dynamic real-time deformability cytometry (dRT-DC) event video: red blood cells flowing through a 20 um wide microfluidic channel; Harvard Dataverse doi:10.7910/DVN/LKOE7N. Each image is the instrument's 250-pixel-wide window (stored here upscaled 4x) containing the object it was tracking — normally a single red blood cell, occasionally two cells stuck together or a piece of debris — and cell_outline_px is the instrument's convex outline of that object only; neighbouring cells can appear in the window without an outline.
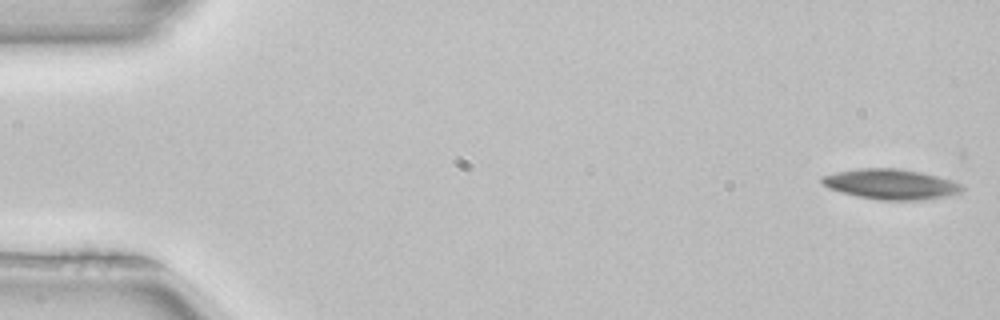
{"species": "common noctule bat (a hibernating species)", "species_latin": "Nyctalus noctula", "temperature_condition": "room temperature", "stored_images_in_passage": 9, "camera_frame_rate_fps": 3000, "um_per_image_px": 0.085, "animal": {"sex": "female", "body_mass_g": 22.7, "forearm_length_mm": 54.2}, "frame": {"image": 1, "passage_image": 1, "time_ms": 0.0, "image_size_px": [1000, 320], "cell_outline_px": [[964, 188], [960, 192], [944, 196], [920, 200], [876, 200], [840, 192], [828, 188], [820, 180], [820, 176], [836, 172], [860, 168], [896, 168], [920, 172], [952, 180], [960, 184]], "centroid_in_image_um": [75.67, 15.65], "position_along_channel_um": 9.3, "area_um2": 24.57}}